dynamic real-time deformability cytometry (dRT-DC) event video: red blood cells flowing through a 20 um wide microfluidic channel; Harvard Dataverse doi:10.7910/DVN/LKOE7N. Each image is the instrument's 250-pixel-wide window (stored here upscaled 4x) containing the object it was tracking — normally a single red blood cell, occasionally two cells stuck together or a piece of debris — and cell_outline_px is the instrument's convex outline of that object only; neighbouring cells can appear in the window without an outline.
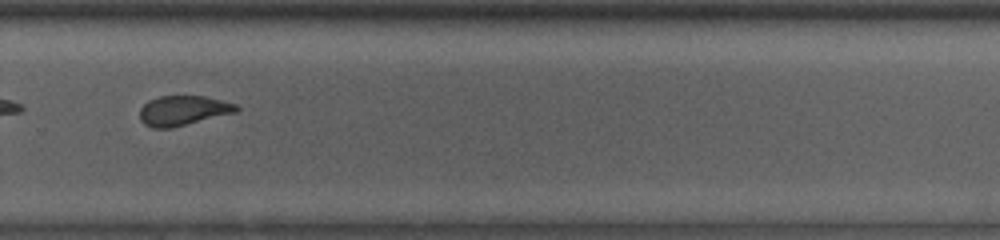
{"species": "common noctule bat (a hibernating species)", "species_latin": "Nyctalus noctula", "temperature_condition": "room temperature", "stored_images_in_passage": 53, "camera_frame_rate_fps": 3000, "um_per_image_px": 0.085, "animal": {"sex": "male", "body_mass_g": 13.0, "forearm_length_mm": 53.1}, "frame": {"image": 1, "passage_image": 38, "time_ms": 12.333, "image_size_px": [1000, 240], "cell_outline_px": [[240, 108], [236, 112], [172, 128], [152, 128], [144, 124], [140, 120], [140, 108], [148, 100], [160, 96], [204, 96], [236, 104]], "centroid_in_image_um": [15.53, 9.4], "position_along_channel_um": 314.3, "area_um2": 16.76}}
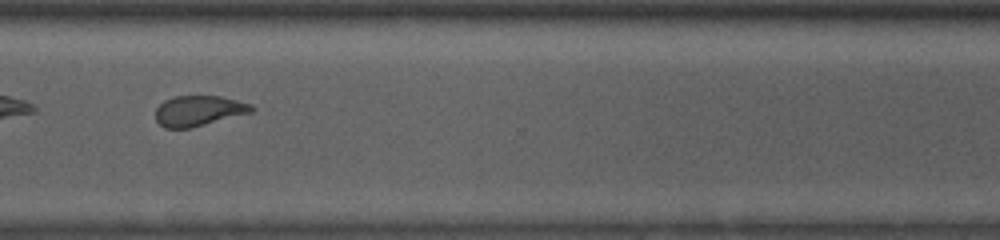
{"frame": {"image": 2, "passage_image": 41, "time_ms": 13.333, "image_size_px": [1000, 240], "cell_outline_px": [[256, 108], [252, 112], [192, 128], [164, 128], [156, 120], [156, 108], [164, 100], [176, 96], [220, 96], [252, 104]], "centroid_in_image_um": [16.9, 9.42], "position_along_channel_um": 353.7, "area_um2": 17.05}, "authors_computed_cell_mechanics": {"area_um2": 18.207, "velocity_mm_per_s": 3.9452, "shape_relaxation_time_tau1_ms": null, "shape_relaxation_time_tau2_ms": 1.2265, "deformation_change_tau1": null, "deformation_change_tau2": 0.0933}}